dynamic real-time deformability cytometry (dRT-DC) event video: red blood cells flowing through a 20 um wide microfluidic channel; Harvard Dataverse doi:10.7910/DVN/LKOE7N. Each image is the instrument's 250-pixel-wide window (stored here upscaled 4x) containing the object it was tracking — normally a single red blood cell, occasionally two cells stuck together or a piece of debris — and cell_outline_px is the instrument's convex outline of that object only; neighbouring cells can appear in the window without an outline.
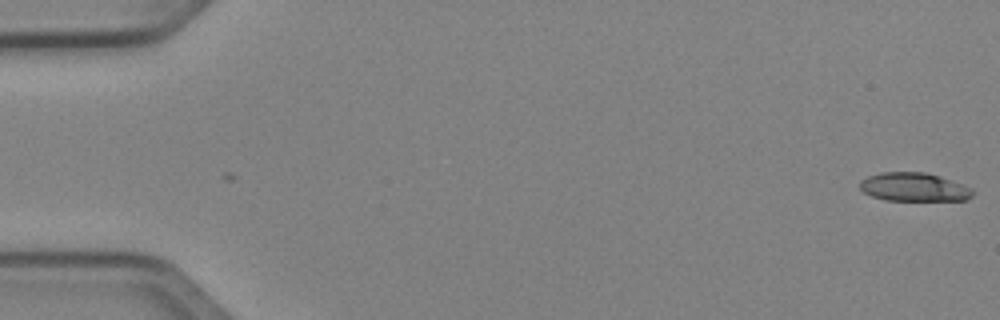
{"species": "Egyptian fruit bat (a non-hibernating species)", "species_latin": "Rousettus aegyptiacus", "temperature_condition": "cold", "stored_images_in_passage": 51, "camera_frame_rate_fps": 3000, "um_per_image_px": 0.085, "animal": {"sex": "female"}, "frame": {"image": 1, "passage_image": 1, "time_ms": 0.0, "image_size_px": [1000, 320], "cell_outline_px": [[972, 196], [964, 200], [884, 200], [872, 196], [864, 192], [860, 188], [860, 180], [868, 176], [880, 172], [924, 172], [940, 176], [972, 188]], "centroid_in_image_um": [77.65, 15.89], "position_along_channel_um": 7.3, "area_um2": 18.67}}
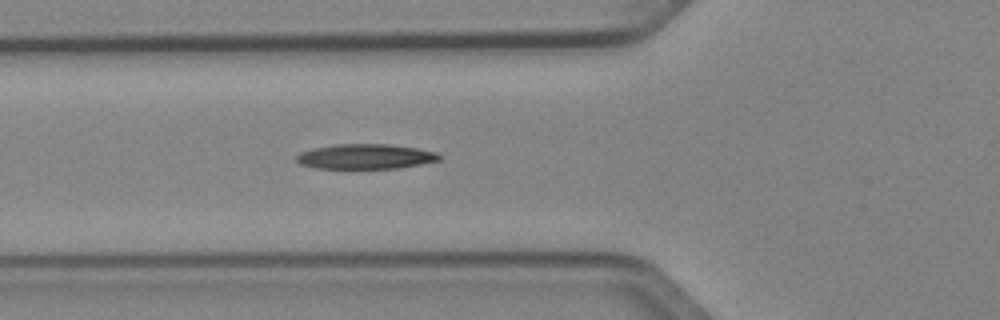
{"frame": {"image": 2, "passage_image": 19, "time_ms": 6.0, "image_size_px": [1000, 320], "cell_outline_px": [[444, 156], [440, 160], [400, 168], [316, 168], [300, 164], [296, 160], [296, 156], [300, 152], [312, 148], [336, 144], [388, 144], [416, 148], [436, 152]], "centroid_in_image_um": [31.07, 13.3], "position_along_channel_um": 94.7, "area_um2": 20.81}}
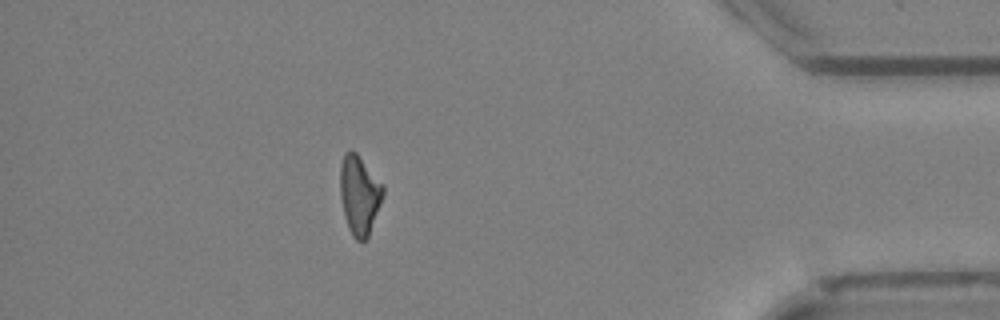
{"frame": {"image": 3, "passage_image": 45, "time_ms": 14.667, "image_size_px": [1000, 320], "cell_outline_px": [[384, 196], [368, 236], [364, 240], [356, 240], [352, 236], [348, 228], [344, 216], [340, 196], [340, 164], [344, 152], [352, 148], [356, 152], [384, 184]], "centroid_in_image_um": [30.55, 16.52], "position_along_channel_um": 404.7, "area_um2": 20.11}, "authors_computed_cell_mechanics": {"area_um2": 20.23, "velocity_mm_per_s": 4.0678, "shape_relaxation_time_tau1_ms": 6.0712, "shape_relaxation_time_tau2_ms": 10.0772, "deformation_change_tau1": 0.1609, "deformation_change_tau2": 0.2524}}